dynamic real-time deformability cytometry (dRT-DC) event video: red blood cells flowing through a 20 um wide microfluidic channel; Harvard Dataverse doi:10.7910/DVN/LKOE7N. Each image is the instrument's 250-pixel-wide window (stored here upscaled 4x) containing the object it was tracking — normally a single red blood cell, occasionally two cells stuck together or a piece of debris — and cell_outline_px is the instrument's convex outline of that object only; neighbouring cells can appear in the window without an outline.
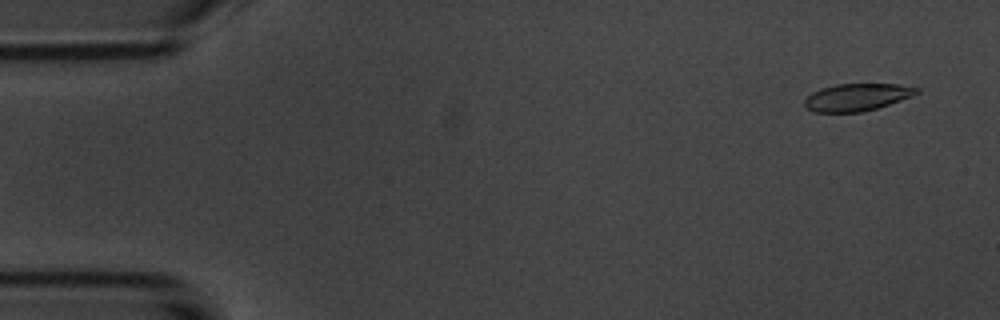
{"species": "common noctule bat (a hibernating species)", "species_latin": "Nyctalus noctula", "temperature_condition": "room temperature", "stored_images_in_passage": 54, "camera_frame_rate_fps": 3000, "um_per_image_px": 0.085, "animal": {"sex": "male", "body_mass_g": 20.1, "forearm_length_mm": 53.5}, "frame": {"image": 1, "passage_image": 3, "time_ms": 0.667, "image_size_px": [1000, 320], "cell_outline_px": [[920, 92], [912, 96], [876, 108], [860, 112], [812, 112], [804, 104], [804, 100], [812, 92], [820, 88], [836, 84], [896, 84], [920, 88]], "centroid_in_image_um": [72.82, 8.25], "position_along_channel_um": 12.2, "area_um2": 17.74}}
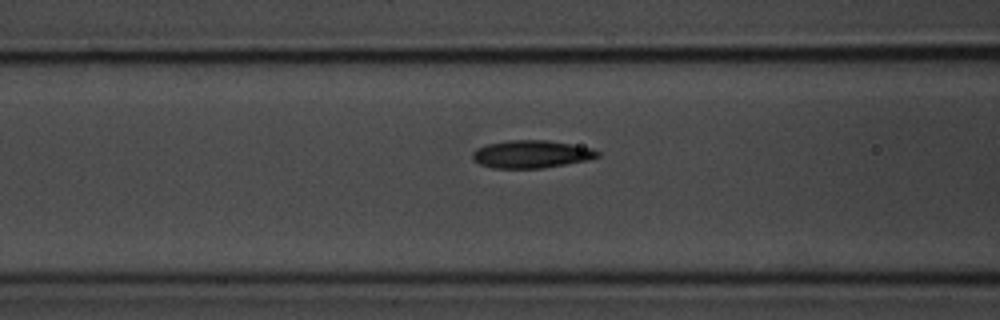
{"frame": {"image": 2, "passage_image": 21, "time_ms": 6.667, "image_size_px": [1000, 320], "cell_outline_px": [[600, 156], [588, 160], [544, 168], [492, 168], [480, 164], [472, 160], [472, 152], [476, 148], [488, 144], [508, 140], [548, 140], [572, 144], [592, 148], [600, 152]], "centroid_in_image_um": [45.16, 13.1], "position_along_channel_um": 121.4, "area_um2": 20.35}}
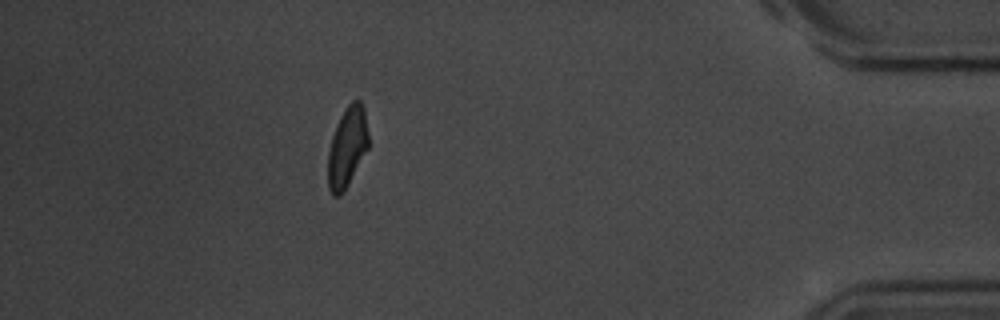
{"frame": {"image": 3, "passage_image": 48, "time_ms": 15.667, "image_size_px": [1000, 320], "cell_outline_px": [[368, 148], [344, 192], [340, 196], [332, 196], [328, 188], [328, 152], [332, 136], [336, 124], [344, 108], [352, 100], [360, 100], [364, 108], [368, 132]], "centroid_in_image_um": [29.5, 12.5], "position_along_channel_um": 405.7, "area_um2": 19.07}, "authors_computed_cell_mechanics": {"area_um2": 19.7098, "velocity_mm_per_s": 3.7113, "shape_relaxation_time_tau1_ms": 2.5605, "shape_relaxation_time_tau2_ms": 2.2776, "deformation_change_tau1": 0.1365, "deformation_change_tau2": 0.0783}}